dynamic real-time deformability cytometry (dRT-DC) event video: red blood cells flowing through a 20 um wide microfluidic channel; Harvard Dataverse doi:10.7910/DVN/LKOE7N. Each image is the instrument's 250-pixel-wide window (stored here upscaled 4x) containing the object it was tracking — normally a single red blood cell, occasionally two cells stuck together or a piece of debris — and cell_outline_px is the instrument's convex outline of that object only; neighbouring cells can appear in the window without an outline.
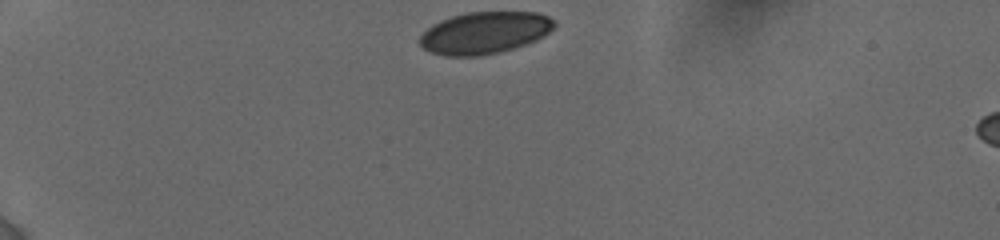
{"species": "human", "species_latin": "Homo sapiens", "temperature_condition": "cold", "stored_images_in_passage": 16, "camera_frame_rate_fps": 3000, "um_per_image_px": 0.085, "donor": {"sex": "female"}, "frame": {"image": 1, "passage_image": 1, "time_ms": 0.0, "image_size_px": [1000, 240], "cell_outline_px": [[556, 24], [544, 36], [536, 40], [500, 52], [480, 56], [444, 56], [432, 52], [424, 48], [420, 44], [420, 36], [432, 24], [440, 20], [452, 16], [468, 12], [536, 12], [548, 16]], "centroid_in_image_um": [41.18, 2.78], "position_along_channel_um": 43.8, "area_um2": 32.71}}
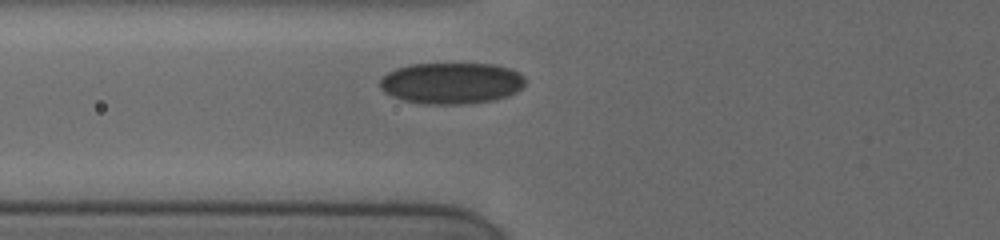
{"frame": {"image": 2, "passage_image": 12, "time_ms": 2.667, "image_size_px": [1000, 240], "cell_outline_px": [[524, 88], [508, 96], [492, 100], [464, 104], [424, 104], [404, 100], [392, 96], [384, 92], [380, 88], [380, 80], [388, 72], [396, 68], [408, 64], [496, 64], [520, 72], [524, 76]], "centroid_in_image_um": [38.38, 7.06], "position_along_channel_um": 87.4, "area_um2": 35.14}}
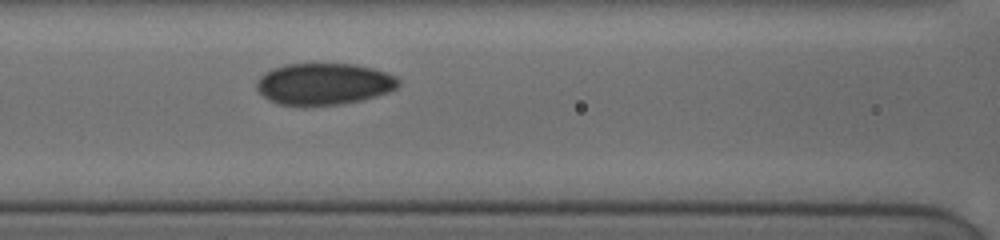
{"frame": {"image": 3, "passage_image": 16, "time_ms": 4.0, "image_size_px": [1000, 240], "cell_outline_px": [[400, 84], [396, 88], [388, 92], [376, 96], [360, 100], [340, 104], [304, 108], [276, 104], [268, 100], [256, 88], [256, 80], [264, 72], [272, 68], [284, 64], [356, 64], [388, 72], [396, 76], [400, 80]], "centroid_in_image_um": [27.49, 7.16], "position_along_channel_um": 139.1, "area_um2": 35.26}}